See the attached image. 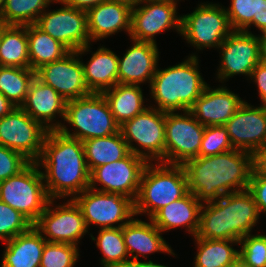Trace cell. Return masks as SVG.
<instances>
[{
  "mask_svg": "<svg viewBox=\"0 0 266 267\" xmlns=\"http://www.w3.org/2000/svg\"><path fill=\"white\" fill-rule=\"evenodd\" d=\"M36 163L44 168L41 172L49 199H74L89 188L90 172L82 141L59 130H48Z\"/></svg>",
  "mask_w": 266,
  "mask_h": 267,
  "instance_id": "cell-1",
  "label": "cell"
},
{
  "mask_svg": "<svg viewBox=\"0 0 266 267\" xmlns=\"http://www.w3.org/2000/svg\"><path fill=\"white\" fill-rule=\"evenodd\" d=\"M182 166L187 176L188 192L201 203L248 189L253 171L252 154L237 149L214 156H198Z\"/></svg>",
  "mask_w": 266,
  "mask_h": 267,
  "instance_id": "cell-2",
  "label": "cell"
},
{
  "mask_svg": "<svg viewBox=\"0 0 266 267\" xmlns=\"http://www.w3.org/2000/svg\"><path fill=\"white\" fill-rule=\"evenodd\" d=\"M260 214L251 192H231L218 200L202 203L196 237L240 241L251 234Z\"/></svg>",
  "mask_w": 266,
  "mask_h": 267,
  "instance_id": "cell-3",
  "label": "cell"
},
{
  "mask_svg": "<svg viewBox=\"0 0 266 267\" xmlns=\"http://www.w3.org/2000/svg\"><path fill=\"white\" fill-rule=\"evenodd\" d=\"M194 53L183 62L159 69L150 83V94L163 112L188 111L208 84L199 71V59Z\"/></svg>",
  "mask_w": 266,
  "mask_h": 267,
  "instance_id": "cell-4",
  "label": "cell"
},
{
  "mask_svg": "<svg viewBox=\"0 0 266 267\" xmlns=\"http://www.w3.org/2000/svg\"><path fill=\"white\" fill-rule=\"evenodd\" d=\"M187 193V176L182 165L148 162L134 201L135 216L147 213L151 219L161 208Z\"/></svg>",
  "mask_w": 266,
  "mask_h": 267,
  "instance_id": "cell-5",
  "label": "cell"
},
{
  "mask_svg": "<svg viewBox=\"0 0 266 267\" xmlns=\"http://www.w3.org/2000/svg\"><path fill=\"white\" fill-rule=\"evenodd\" d=\"M75 130L71 133L63 123L58 129L63 135L85 141L87 139L107 137L119 131L109 104L102 93H90L66 102L64 122Z\"/></svg>",
  "mask_w": 266,
  "mask_h": 267,
  "instance_id": "cell-6",
  "label": "cell"
},
{
  "mask_svg": "<svg viewBox=\"0 0 266 267\" xmlns=\"http://www.w3.org/2000/svg\"><path fill=\"white\" fill-rule=\"evenodd\" d=\"M0 200L34 224L50 200L38 164L31 162L17 175L1 181Z\"/></svg>",
  "mask_w": 266,
  "mask_h": 267,
  "instance_id": "cell-7",
  "label": "cell"
},
{
  "mask_svg": "<svg viewBox=\"0 0 266 267\" xmlns=\"http://www.w3.org/2000/svg\"><path fill=\"white\" fill-rule=\"evenodd\" d=\"M165 115L166 112L148 106L119 127L130 152L147 162L165 163Z\"/></svg>",
  "mask_w": 266,
  "mask_h": 267,
  "instance_id": "cell-8",
  "label": "cell"
},
{
  "mask_svg": "<svg viewBox=\"0 0 266 267\" xmlns=\"http://www.w3.org/2000/svg\"><path fill=\"white\" fill-rule=\"evenodd\" d=\"M225 7L217 3H200L193 12L181 15V33L196 49L219 48L232 32Z\"/></svg>",
  "mask_w": 266,
  "mask_h": 267,
  "instance_id": "cell-9",
  "label": "cell"
},
{
  "mask_svg": "<svg viewBox=\"0 0 266 267\" xmlns=\"http://www.w3.org/2000/svg\"><path fill=\"white\" fill-rule=\"evenodd\" d=\"M80 207L87 229L119 228L134 216V201L126 196L87 188L73 199ZM117 225V226H116Z\"/></svg>",
  "mask_w": 266,
  "mask_h": 267,
  "instance_id": "cell-10",
  "label": "cell"
},
{
  "mask_svg": "<svg viewBox=\"0 0 266 267\" xmlns=\"http://www.w3.org/2000/svg\"><path fill=\"white\" fill-rule=\"evenodd\" d=\"M50 199L44 212L39 216L33 227L47 242L66 243L78 246L79 240L86 235V227L82 211L73 199L55 205ZM52 206V207H51ZM55 207V208H53Z\"/></svg>",
  "mask_w": 266,
  "mask_h": 267,
  "instance_id": "cell-11",
  "label": "cell"
},
{
  "mask_svg": "<svg viewBox=\"0 0 266 267\" xmlns=\"http://www.w3.org/2000/svg\"><path fill=\"white\" fill-rule=\"evenodd\" d=\"M182 113L166 112L165 163L183 165L198 157L205 126L188 110Z\"/></svg>",
  "mask_w": 266,
  "mask_h": 267,
  "instance_id": "cell-12",
  "label": "cell"
},
{
  "mask_svg": "<svg viewBox=\"0 0 266 267\" xmlns=\"http://www.w3.org/2000/svg\"><path fill=\"white\" fill-rule=\"evenodd\" d=\"M147 163L144 158L130 152L119 161L94 168L90 172L89 188L105 193L120 194L135 201ZM98 184L102 187L97 189Z\"/></svg>",
  "mask_w": 266,
  "mask_h": 267,
  "instance_id": "cell-13",
  "label": "cell"
},
{
  "mask_svg": "<svg viewBox=\"0 0 266 267\" xmlns=\"http://www.w3.org/2000/svg\"><path fill=\"white\" fill-rule=\"evenodd\" d=\"M47 132L21 107L0 118V145L23 154L31 162L40 158Z\"/></svg>",
  "mask_w": 266,
  "mask_h": 267,
  "instance_id": "cell-14",
  "label": "cell"
},
{
  "mask_svg": "<svg viewBox=\"0 0 266 267\" xmlns=\"http://www.w3.org/2000/svg\"><path fill=\"white\" fill-rule=\"evenodd\" d=\"M90 45L70 51L62 59L41 66L35 71V76L56 90L66 102L89 95L80 56L91 52Z\"/></svg>",
  "mask_w": 266,
  "mask_h": 267,
  "instance_id": "cell-15",
  "label": "cell"
},
{
  "mask_svg": "<svg viewBox=\"0 0 266 267\" xmlns=\"http://www.w3.org/2000/svg\"><path fill=\"white\" fill-rule=\"evenodd\" d=\"M218 49L221 62L216 78L221 83L239 74L250 78L251 72L262 61L258 35L251 31L233 30Z\"/></svg>",
  "mask_w": 266,
  "mask_h": 267,
  "instance_id": "cell-16",
  "label": "cell"
},
{
  "mask_svg": "<svg viewBox=\"0 0 266 267\" xmlns=\"http://www.w3.org/2000/svg\"><path fill=\"white\" fill-rule=\"evenodd\" d=\"M62 5L63 7L53 11L46 9L35 25L69 51H78L91 43L87 30V12Z\"/></svg>",
  "mask_w": 266,
  "mask_h": 267,
  "instance_id": "cell-17",
  "label": "cell"
},
{
  "mask_svg": "<svg viewBox=\"0 0 266 267\" xmlns=\"http://www.w3.org/2000/svg\"><path fill=\"white\" fill-rule=\"evenodd\" d=\"M177 8V3L172 2L141 1L131 9L130 39L156 44L155 35L165 30L173 28L180 34L181 15H177Z\"/></svg>",
  "mask_w": 266,
  "mask_h": 267,
  "instance_id": "cell-18",
  "label": "cell"
},
{
  "mask_svg": "<svg viewBox=\"0 0 266 267\" xmlns=\"http://www.w3.org/2000/svg\"><path fill=\"white\" fill-rule=\"evenodd\" d=\"M224 127L233 149L253 154L266 146V107L244 101Z\"/></svg>",
  "mask_w": 266,
  "mask_h": 267,
  "instance_id": "cell-19",
  "label": "cell"
},
{
  "mask_svg": "<svg viewBox=\"0 0 266 267\" xmlns=\"http://www.w3.org/2000/svg\"><path fill=\"white\" fill-rule=\"evenodd\" d=\"M20 107L47 130H58L63 123L57 121L56 117L64 120L66 100L35 76L29 85L26 99Z\"/></svg>",
  "mask_w": 266,
  "mask_h": 267,
  "instance_id": "cell-20",
  "label": "cell"
},
{
  "mask_svg": "<svg viewBox=\"0 0 266 267\" xmlns=\"http://www.w3.org/2000/svg\"><path fill=\"white\" fill-rule=\"evenodd\" d=\"M123 57L118 55V84L141 85L151 83L159 59L157 44L132 40Z\"/></svg>",
  "mask_w": 266,
  "mask_h": 267,
  "instance_id": "cell-21",
  "label": "cell"
},
{
  "mask_svg": "<svg viewBox=\"0 0 266 267\" xmlns=\"http://www.w3.org/2000/svg\"><path fill=\"white\" fill-rule=\"evenodd\" d=\"M244 101L227 87L212 89L208 85L189 111L202 125L219 126L227 123Z\"/></svg>",
  "mask_w": 266,
  "mask_h": 267,
  "instance_id": "cell-22",
  "label": "cell"
},
{
  "mask_svg": "<svg viewBox=\"0 0 266 267\" xmlns=\"http://www.w3.org/2000/svg\"><path fill=\"white\" fill-rule=\"evenodd\" d=\"M131 7L106 0L87 11V30L90 42L105 39L119 31L131 32Z\"/></svg>",
  "mask_w": 266,
  "mask_h": 267,
  "instance_id": "cell-23",
  "label": "cell"
},
{
  "mask_svg": "<svg viewBox=\"0 0 266 267\" xmlns=\"http://www.w3.org/2000/svg\"><path fill=\"white\" fill-rule=\"evenodd\" d=\"M150 222L132 218L122 226V234L125 246L131 260H139V256L148 258L146 255L155 252H163L169 255H176L173 249L162 236V232ZM140 254V255H139Z\"/></svg>",
  "mask_w": 266,
  "mask_h": 267,
  "instance_id": "cell-24",
  "label": "cell"
},
{
  "mask_svg": "<svg viewBox=\"0 0 266 267\" xmlns=\"http://www.w3.org/2000/svg\"><path fill=\"white\" fill-rule=\"evenodd\" d=\"M201 206L202 203L196 196L188 192L181 199L161 208L151 220L161 232H168L182 226L194 237L199 228Z\"/></svg>",
  "mask_w": 266,
  "mask_h": 267,
  "instance_id": "cell-25",
  "label": "cell"
},
{
  "mask_svg": "<svg viewBox=\"0 0 266 267\" xmlns=\"http://www.w3.org/2000/svg\"><path fill=\"white\" fill-rule=\"evenodd\" d=\"M47 241L32 226L27 232L4 242L1 267H40L43 248Z\"/></svg>",
  "mask_w": 266,
  "mask_h": 267,
  "instance_id": "cell-26",
  "label": "cell"
},
{
  "mask_svg": "<svg viewBox=\"0 0 266 267\" xmlns=\"http://www.w3.org/2000/svg\"><path fill=\"white\" fill-rule=\"evenodd\" d=\"M91 55L86 64L82 60L87 88L90 93H103L118 84V56L105 46Z\"/></svg>",
  "mask_w": 266,
  "mask_h": 267,
  "instance_id": "cell-27",
  "label": "cell"
},
{
  "mask_svg": "<svg viewBox=\"0 0 266 267\" xmlns=\"http://www.w3.org/2000/svg\"><path fill=\"white\" fill-rule=\"evenodd\" d=\"M139 85L116 84L102 94L106 98L115 122L121 126L144 112V96Z\"/></svg>",
  "mask_w": 266,
  "mask_h": 267,
  "instance_id": "cell-28",
  "label": "cell"
},
{
  "mask_svg": "<svg viewBox=\"0 0 266 267\" xmlns=\"http://www.w3.org/2000/svg\"><path fill=\"white\" fill-rule=\"evenodd\" d=\"M82 143L89 172L100 165L119 161L130 153L120 130L113 135L87 139Z\"/></svg>",
  "mask_w": 266,
  "mask_h": 267,
  "instance_id": "cell-29",
  "label": "cell"
},
{
  "mask_svg": "<svg viewBox=\"0 0 266 267\" xmlns=\"http://www.w3.org/2000/svg\"><path fill=\"white\" fill-rule=\"evenodd\" d=\"M27 38L30 69L34 71L47 63L62 59L70 52L35 24L27 25Z\"/></svg>",
  "mask_w": 266,
  "mask_h": 267,
  "instance_id": "cell-30",
  "label": "cell"
},
{
  "mask_svg": "<svg viewBox=\"0 0 266 267\" xmlns=\"http://www.w3.org/2000/svg\"><path fill=\"white\" fill-rule=\"evenodd\" d=\"M0 66L30 69L27 26L3 23L0 42Z\"/></svg>",
  "mask_w": 266,
  "mask_h": 267,
  "instance_id": "cell-31",
  "label": "cell"
},
{
  "mask_svg": "<svg viewBox=\"0 0 266 267\" xmlns=\"http://www.w3.org/2000/svg\"><path fill=\"white\" fill-rule=\"evenodd\" d=\"M197 246V254L193 267H227L239 259V249L232 245H238L239 241L204 239L194 236Z\"/></svg>",
  "mask_w": 266,
  "mask_h": 267,
  "instance_id": "cell-32",
  "label": "cell"
},
{
  "mask_svg": "<svg viewBox=\"0 0 266 267\" xmlns=\"http://www.w3.org/2000/svg\"><path fill=\"white\" fill-rule=\"evenodd\" d=\"M96 242V246L102 252L101 267H125L130 261L122 227L100 229L97 238L89 234Z\"/></svg>",
  "mask_w": 266,
  "mask_h": 267,
  "instance_id": "cell-33",
  "label": "cell"
},
{
  "mask_svg": "<svg viewBox=\"0 0 266 267\" xmlns=\"http://www.w3.org/2000/svg\"><path fill=\"white\" fill-rule=\"evenodd\" d=\"M55 0H5L0 21L6 25L35 24L40 15Z\"/></svg>",
  "mask_w": 266,
  "mask_h": 267,
  "instance_id": "cell-34",
  "label": "cell"
},
{
  "mask_svg": "<svg viewBox=\"0 0 266 267\" xmlns=\"http://www.w3.org/2000/svg\"><path fill=\"white\" fill-rule=\"evenodd\" d=\"M35 77V71L28 68L0 66V93L15 107H20Z\"/></svg>",
  "mask_w": 266,
  "mask_h": 267,
  "instance_id": "cell-35",
  "label": "cell"
},
{
  "mask_svg": "<svg viewBox=\"0 0 266 267\" xmlns=\"http://www.w3.org/2000/svg\"><path fill=\"white\" fill-rule=\"evenodd\" d=\"M260 9L261 0H231L230 7L225 8L232 30L245 32L251 25L259 29Z\"/></svg>",
  "mask_w": 266,
  "mask_h": 267,
  "instance_id": "cell-36",
  "label": "cell"
},
{
  "mask_svg": "<svg viewBox=\"0 0 266 267\" xmlns=\"http://www.w3.org/2000/svg\"><path fill=\"white\" fill-rule=\"evenodd\" d=\"M79 256V247L76 245L46 242L40 267H74Z\"/></svg>",
  "mask_w": 266,
  "mask_h": 267,
  "instance_id": "cell-37",
  "label": "cell"
},
{
  "mask_svg": "<svg viewBox=\"0 0 266 267\" xmlns=\"http://www.w3.org/2000/svg\"><path fill=\"white\" fill-rule=\"evenodd\" d=\"M33 224L18 210L0 200V239L9 241L19 234L27 232Z\"/></svg>",
  "mask_w": 266,
  "mask_h": 267,
  "instance_id": "cell-38",
  "label": "cell"
},
{
  "mask_svg": "<svg viewBox=\"0 0 266 267\" xmlns=\"http://www.w3.org/2000/svg\"><path fill=\"white\" fill-rule=\"evenodd\" d=\"M239 259L247 267H266V235L248 234L239 241Z\"/></svg>",
  "mask_w": 266,
  "mask_h": 267,
  "instance_id": "cell-39",
  "label": "cell"
},
{
  "mask_svg": "<svg viewBox=\"0 0 266 267\" xmlns=\"http://www.w3.org/2000/svg\"><path fill=\"white\" fill-rule=\"evenodd\" d=\"M229 150H233V147L224 125L205 126L198 156H214Z\"/></svg>",
  "mask_w": 266,
  "mask_h": 267,
  "instance_id": "cell-40",
  "label": "cell"
},
{
  "mask_svg": "<svg viewBox=\"0 0 266 267\" xmlns=\"http://www.w3.org/2000/svg\"><path fill=\"white\" fill-rule=\"evenodd\" d=\"M30 163L23 154L0 145V182L17 175Z\"/></svg>",
  "mask_w": 266,
  "mask_h": 267,
  "instance_id": "cell-41",
  "label": "cell"
},
{
  "mask_svg": "<svg viewBox=\"0 0 266 267\" xmlns=\"http://www.w3.org/2000/svg\"><path fill=\"white\" fill-rule=\"evenodd\" d=\"M248 190L256 202L258 212L266 214V178L258 177L253 171L249 181Z\"/></svg>",
  "mask_w": 266,
  "mask_h": 267,
  "instance_id": "cell-42",
  "label": "cell"
},
{
  "mask_svg": "<svg viewBox=\"0 0 266 267\" xmlns=\"http://www.w3.org/2000/svg\"><path fill=\"white\" fill-rule=\"evenodd\" d=\"M249 79L257 85L261 105L266 107V63L264 61L257 64Z\"/></svg>",
  "mask_w": 266,
  "mask_h": 267,
  "instance_id": "cell-43",
  "label": "cell"
},
{
  "mask_svg": "<svg viewBox=\"0 0 266 267\" xmlns=\"http://www.w3.org/2000/svg\"><path fill=\"white\" fill-rule=\"evenodd\" d=\"M252 169L258 177L266 178V146L252 154Z\"/></svg>",
  "mask_w": 266,
  "mask_h": 267,
  "instance_id": "cell-44",
  "label": "cell"
},
{
  "mask_svg": "<svg viewBox=\"0 0 266 267\" xmlns=\"http://www.w3.org/2000/svg\"><path fill=\"white\" fill-rule=\"evenodd\" d=\"M105 1L106 0H55V3L65 4L87 12L89 9Z\"/></svg>",
  "mask_w": 266,
  "mask_h": 267,
  "instance_id": "cell-45",
  "label": "cell"
},
{
  "mask_svg": "<svg viewBox=\"0 0 266 267\" xmlns=\"http://www.w3.org/2000/svg\"><path fill=\"white\" fill-rule=\"evenodd\" d=\"M16 107L3 95L0 93V118L9 114Z\"/></svg>",
  "mask_w": 266,
  "mask_h": 267,
  "instance_id": "cell-46",
  "label": "cell"
},
{
  "mask_svg": "<svg viewBox=\"0 0 266 267\" xmlns=\"http://www.w3.org/2000/svg\"><path fill=\"white\" fill-rule=\"evenodd\" d=\"M125 267H168L165 266L164 264H157L154 263L153 261H139V260H130L128 264Z\"/></svg>",
  "mask_w": 266,
  "mask_h": 267,
  "instance_id": "cell-47",
  "label": "cell"
},
{
  "mask_svg": "<svg viewBox=\"0 0 266 267\" xmlns=\"http://www.w3.org/2000/svg\"><path fill=\"white\" fill-rule=\"evenodd\" d=\"M259 31H266V0H261Z\"/></svg>",
  "mask_w": 266,
  "mask_h": 267,
  "instance_id": "cell-48",
  "label": "cell"
},
{
  "mask_svg": "<svg viewBox=\"0 0 266 267\" xmlns=\"http://www.w3.org/2000/svg\"><path fill=\"white\" fill-rule=\"evenodd\" d=\"M258 38L260 44V55L262 61L266 63V31L261 32V34L258 35Z\"/></svg>",
  "mask_w": 266,
  "mask_h": 267,
  "instance_id": "cell-49",
  "label": "cell"
},
{
  "mask_svg": "<svg viewBox=\"0 0 266 267\" xmlns=\"http://www.w3.org/2000/svg\"><path fill=\"white\" fill-rule=\"evenodd\" d=\"M112 1H116V2H121V3L127 4L131 8L137 6L141 2V0H112Z\"/></svg>",
  "mask_w": 266,
  "mask_h": 267,
  "instance_id": "cell-50",
  "label": "cell"
},
{
  "mask_svg": "<svg viewBox=\"0 0 266 267\" xmlns=\"http://www.w3.org/2000/svg\"><path fill=\"white\" fill-rule=\"evenodd\" d=\"M227 267H247L245 266L240 259L236 260L233 264Z\"/></svg>",
  "mask_w": 266,
  "mask_h": 267,
  "instance_id": "cell-51",
  "label": "cell"
},
{
  "mask_svg": "<svg viewBox=\"0 0 266 267\" xmlns=\"http://www.w3.org/2000/svg\"><path fill=\"white\" fill-rule=\"evenodd\" d=\"M141 1H166V2H172V3H177L179 0H141Z\"/></svg>",
  "mask_w": 266,
  "mask_h": 267,
  "instance_id": "cell-52",
  "label": "cell"
},
{
  "mask_svg": "<svg viewBox=\"0 0 266 267\" xmlns=\"http://www.w3.org/2000/svg\"><path fill=\"white\" fill-rule=\"evenodd\" d=\"M2 32H3V22L0 21V42H1V38H2Z\"/></svg>",
  "mask_w": 266,
  "mask_h": 267,
  "instance_id": "cell-53",
  "label": "cell"
},
{
  "mask_svg": "<svg viewBox=\"0 0 266 267\" xmlns=\"http://www.w3.org/2000/svg\"><path fill=\"white\" fill-rule=\"evenodd\" d=\"M4 4H5V0H0V14L3 9Z\"/></svg>",
  "mask_w": 266,
  "mask_h": 267,
  "instance_id": "cell-54",
  "label": "cell"
}]
</instances>
